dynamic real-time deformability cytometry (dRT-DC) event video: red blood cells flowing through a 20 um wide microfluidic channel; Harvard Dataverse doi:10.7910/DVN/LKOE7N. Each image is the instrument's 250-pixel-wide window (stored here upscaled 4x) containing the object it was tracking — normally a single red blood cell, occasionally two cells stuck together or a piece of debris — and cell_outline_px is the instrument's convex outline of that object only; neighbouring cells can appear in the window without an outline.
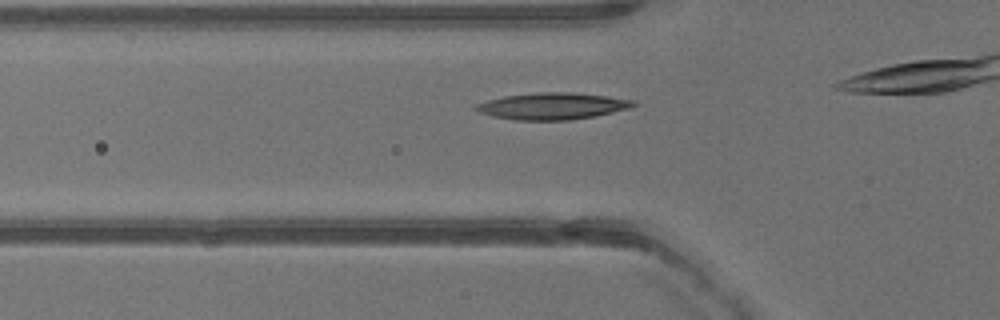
{"species": "common noctule bat (a hibernating species)", "species_latin": "Nyctalus noctula", "temperature_condition": "warm", "stored_images_in_passage": 8, "camera_frame_rate_fps": 3000, "um_per_image_px": 0.085, "animal": {"sex": "male", "body_mass_g": 13.3}, "frame": {"image": 1, "passage_image": 4, "time_ms": 1.0, "image_size_px": [1000, 320], "cell_outline_px": [[636, 104], [632, 108], [596, 116], [568, 120], [516, 120], [496, 116], [480, 112], [472, 108], [476, 104], [488, 100], [504, 96], [536, 92], [568, 92], [604, 96], [636, 100]], "centroid_in_image_um": [46.99, 9.01], "position_along_channel_um": 78.8, "area_um2": 24.39}}
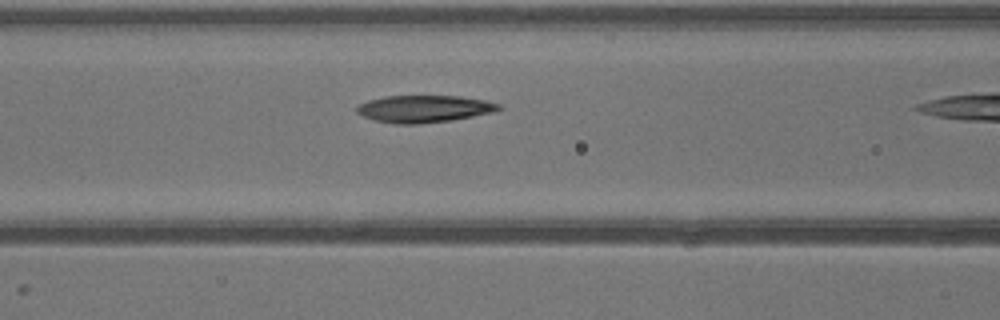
{"frame": {"image": 2, "passage_image": 7, "time_ms": 2.0, "image_size_px": [1000, 320], "cell_outline_px": [[500, 108], [492, 112], [452, 120], [416, 124], [392, 124], [372, 120], [356, 112], [356, 108], [360, 104], [368, 100], [384, 96], [460, 96], [484, 100], [500, 104]], "centroid_in_image_um": [35.99, 9.25], "position_along_channel_um": 130.6, "area_um2": 22.37}}